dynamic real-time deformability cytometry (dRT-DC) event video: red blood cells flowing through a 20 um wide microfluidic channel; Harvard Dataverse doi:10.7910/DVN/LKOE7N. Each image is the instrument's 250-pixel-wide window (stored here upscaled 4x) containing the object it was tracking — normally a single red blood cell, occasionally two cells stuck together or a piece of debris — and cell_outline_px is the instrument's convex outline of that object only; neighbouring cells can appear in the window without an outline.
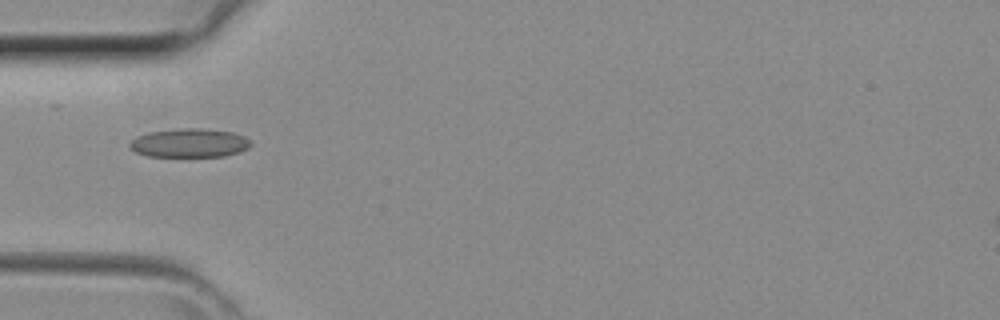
{"species": "common noctule bat (a hibernating species)", "species_latin": "Nyctalus noctula", "temperature_condition": "room temperature", "stored_images_in_passage": 43, "camera_frame_rate_fps": 3000, "um_per_image_px": 0.085, "animal": {"sex": "female", "body_mass_g": 29.2, "forearm_length_mm": 56.3}, "frame": {"image": 1, "passage_image": 14, "time_ms": 4.333, "image_size_px": [1000, 320], "cell_outline_px": [[252, 144], [248, 148], [240, 152], [224, 156], [148, 156], [136, 152], [128, 148], [128, 144], [136, 136], [148, 132], [176, 128], [200, 128], [232, 132], [244, 136], [252, 140]], "centroid_in_image_um": [16.1, 12.14], "position_along_channel_um": 68.9, "area_um2": 20.52}}
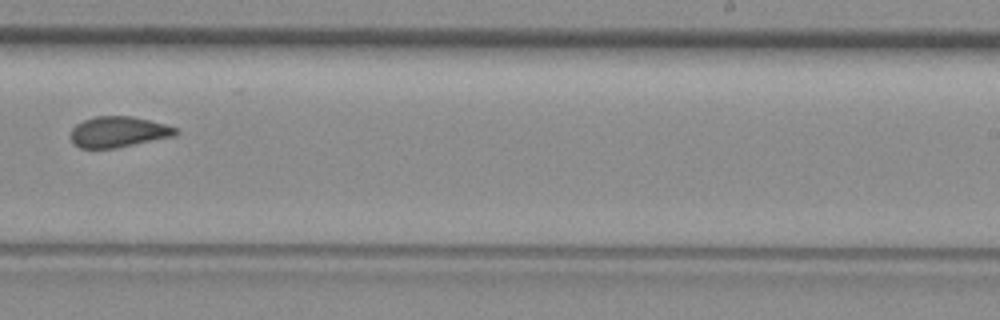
{"frame": {"image": 2, "passage_image": 27, "time_ms": 8.667, "image_size_px": [1000, 320], "cell_outline_px": [[180, 132], [176, 136], [116, 148], [80, 148], [72, 140], [72, 128], [76, 124], [84, 120], [96, 116], [132, 116], [164, 124], [176, 128]], "centroid_in_image_um": [10.1, 11.21], "position_along_channel_um": 278.9, "area_um2": 18.73}}
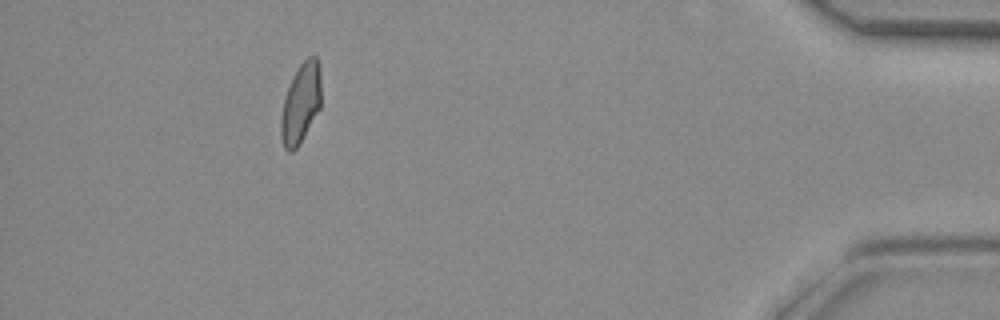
{"frame": {"image": 3, "passage_image": 39, "time_ms": 12.667, "image_size_px": [1000, 320], "cell_outline_px": [[320, 108], [304, 136], [296, 148], [292, 152], [288, 152], [284, 148], [280, 136], [280, 120], [284, 100], [292, 76], [300, 64], [308, 56], [316, 56], [320, 64]], "centroid_in_image_um": [25.56, 8.78], "position_along_channel_um": 409.6, "area_um2": 18.73}}